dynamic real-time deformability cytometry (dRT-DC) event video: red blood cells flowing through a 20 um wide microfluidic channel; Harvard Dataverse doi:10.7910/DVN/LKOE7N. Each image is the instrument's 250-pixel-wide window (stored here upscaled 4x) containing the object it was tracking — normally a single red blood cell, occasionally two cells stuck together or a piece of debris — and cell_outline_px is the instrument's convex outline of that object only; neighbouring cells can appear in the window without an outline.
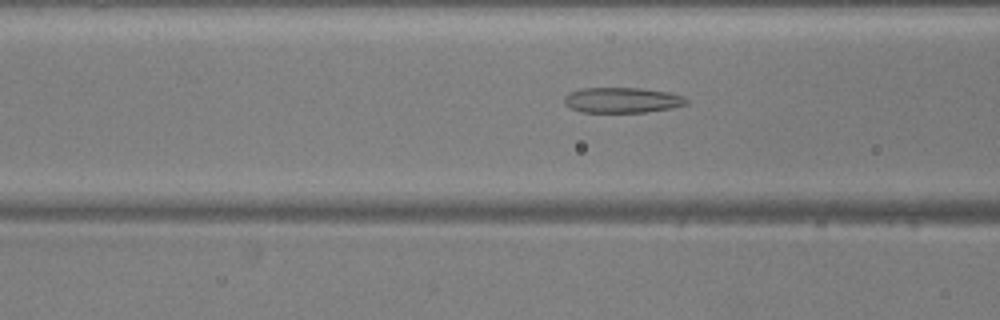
{"species": "common noctule bat (a hibernating species)", "species_latin": "Nyctalus noctula", "temperature_condition": "warm", "stored_images_in_passage": 52, "camera_frame_rate_fps": 3000, "um_per_image_px": 0.085, "animal": {"sex": "male", "body_mass_g": 20.5, "forearm_length_mm": 52.5}, "frame": {"image": 1, "passage_image": 20, "time_ms": 6.333, "image_size_px": [1000, 320], "cell_outline_px": [[688, 104], [672, 108], [644, 112], [580, 112], [564, 104], [564, 96], [568, 92], [580, 88], [640, 88], [668, 92], [684, 96], [688, 100]], "centroid_in_image_um": [52.87, 8.51], "position_along_channel_um": 113.7, "area_um2": 18.21}}
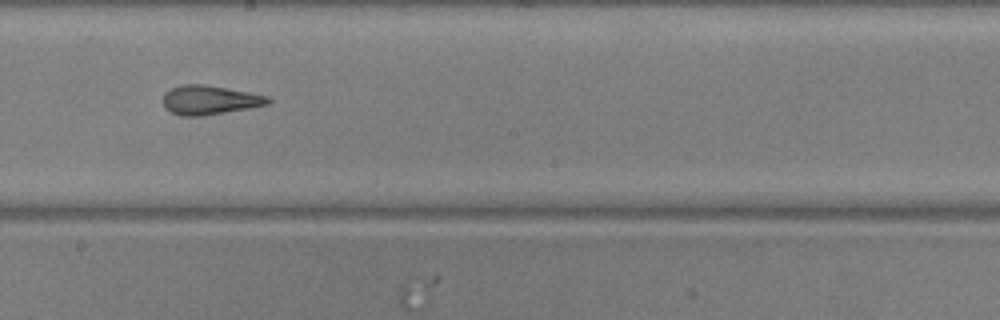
{"frame": {"image": 2, "passage_image": 29, "time_ms": 9.333, "image_size_px": [1000, 320], "cell_outline_px": [[272, 100], [268, 104], [248, 108], [200, 116], [180, 116], [164, 108], [164, 92], [168, 88], [180, 84], [204, 84], [228, 88], [268, 96]], "centroid_in_image_um": [17.78, 8.48], "position_along_channel_um": 230.4, "area_um2": 17.86}}
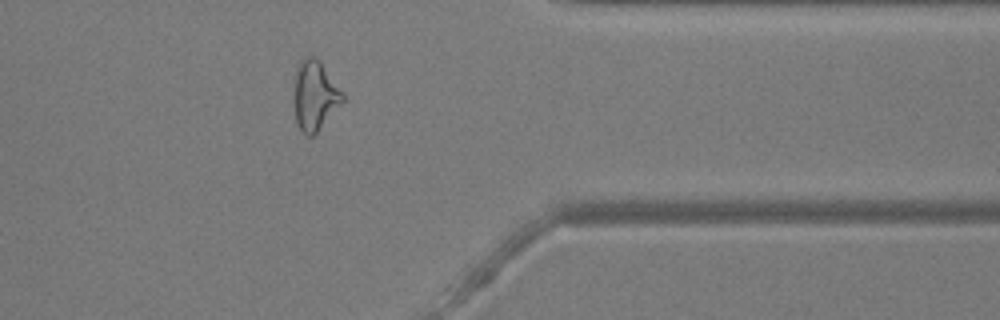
{"frame": {"image": 3, "passage_image": 42, "time_ms": 13.667, "image_size_px": [1000, 320], "cell_outline_px": [[344, 100], [316, 132], [312, 136], [304, 136], [296, 124], [296, 68], [300, 60], [304, 56], [312, 56], [320, 64], [344, 92]], "centroid_in_image_um": [26.77, 8.14], "position_along_channel_um": 384.6, "area_um2": 18.96}, "authors_computed_cell_mechanics": {"area_um2": 19.6809, "velocity_mm_per_s": 3.88, "shape_relaxation_time_tau1_ms": null, "shape_relaxation_time_tau2_ms": 2.423, "deformation_change_tau1": null, "deformation_change_tau2": 0.132}}